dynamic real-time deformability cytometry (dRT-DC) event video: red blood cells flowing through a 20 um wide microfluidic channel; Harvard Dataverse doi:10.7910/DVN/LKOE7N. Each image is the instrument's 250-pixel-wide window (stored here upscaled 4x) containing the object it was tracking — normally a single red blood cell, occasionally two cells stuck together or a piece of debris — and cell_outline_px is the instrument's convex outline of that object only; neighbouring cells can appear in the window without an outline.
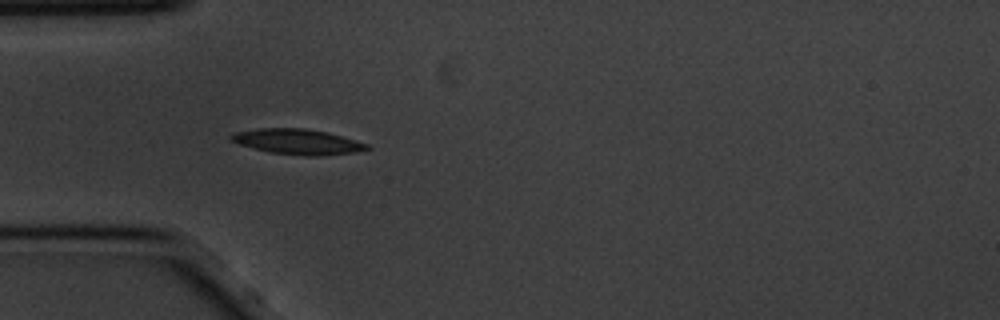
{"species": "common noctule bat (a hibernating species)", "species_latin": "Nyctalus noctula", "temperature_condition": "cold", "stored_images_in_passage": 30, "camera_frame_rate_fps": 3000, "um_per_image_px": 0.085, "animal": {"sex": "male", "body_mass_g": 20.1, "forearm_length_mm": 53.5}, "frame": {"image": 1, "passage_image": 5, "time_ms": 1.333, "image_size_px": [1000, 320], "cell_outline_px": [[372, 148], [356, 152], [320, 156], [304, 156], [268, 152], [240, 144], [232, 140], [228, 136], [232, 132], [260, 128], [304, 128], [328, 132], [356, 140], [368, 144]], "centroid_in_image_um": [25.31, 12.04], "position_along_channel_um": 59.7, "area_um2": 20.17}}
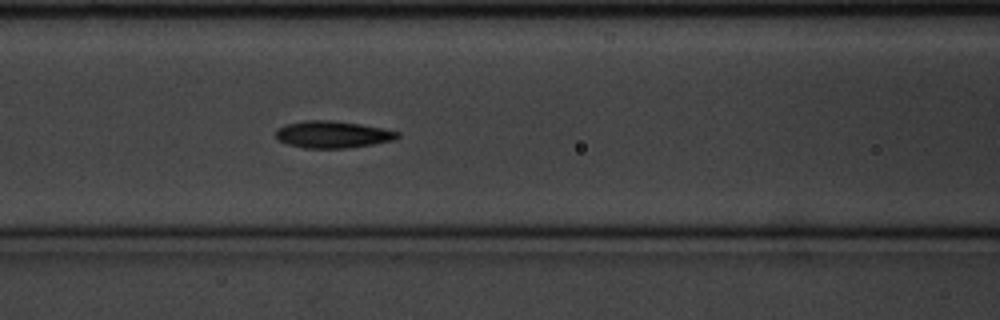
{"frame": {"image": 2, "passage_image": 12, "time_ms": 3.667, "image_size_px": [1000, 320], "cell_outline_px": [[400, 136], [396, 140], [348, 148], [304, 148], [288, 144], [280, 140], [276, 136], [276, 132], [284, 124], [304, 120], [332, 120], [360, 124], [384, 128], [400, 132]], "centroid_in_image_um": [28.32, 11.42], "position_along_channel_um": 138.3, "area_um2": 19.19}}
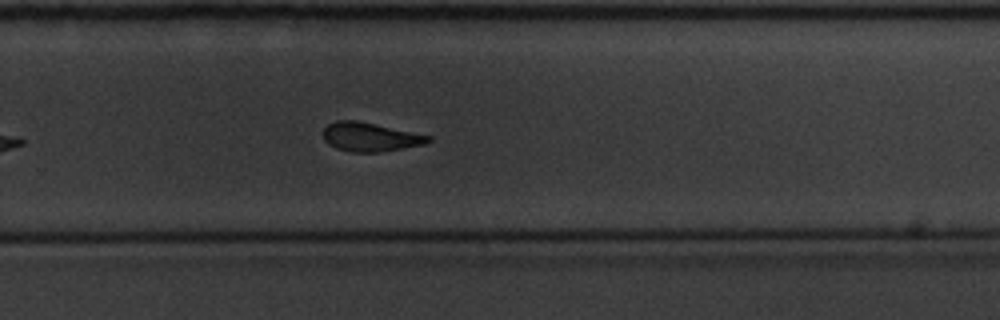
{"frame": {"image": 3, "passage_image": 26, "time_ms": 8.333, "image_size_px": [1000, 320], "cell_outline_px": [[432, 140], [424, 144], [380, 152], [348, 152], [336, 148], [328, 144], [324, 140], [324, 128], [328, 124], [336, 120], [356, 120], [432, 136]], "centroid_in_image_um": [31.44, 11.64], "position_along_channel_um": 298.4, "area_um2": 17.63}}